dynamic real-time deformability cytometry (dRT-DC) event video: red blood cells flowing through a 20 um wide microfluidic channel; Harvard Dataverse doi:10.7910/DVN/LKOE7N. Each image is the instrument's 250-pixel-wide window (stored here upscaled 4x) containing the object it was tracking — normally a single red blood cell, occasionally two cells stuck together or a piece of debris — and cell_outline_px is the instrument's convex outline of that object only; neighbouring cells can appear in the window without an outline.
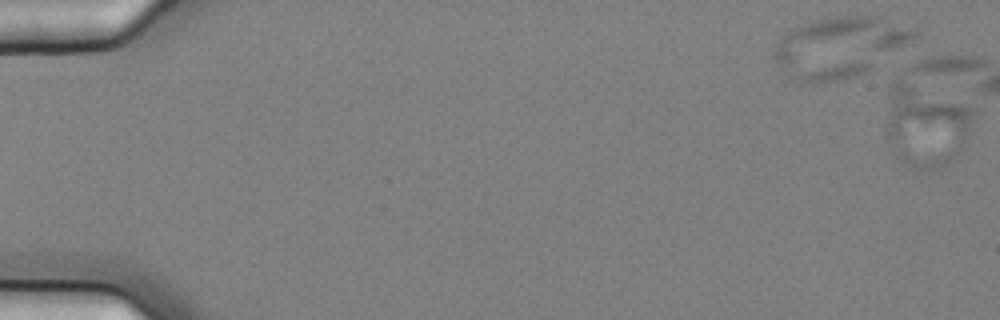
{"species": "common noctule bat (a hibernating species)", "species_latin": "Nyctalus noctula", "temperature_condition": "cold", "stored_images_in_passage": 4, "camera_frame_rate_fps": 3000, "um_per_image_px": 0.085, "animal": {"sex": "female", "body_mass_g": 25.1}, "frame": {"image": 1, "passage_image": 1, "time_ms": 0.0, "image_size_px": [1000, 320], "cell_outline_px": [[920, 36], [864, 72], [856, 76], [840, 80], [800, 84], [784, 76], [776, 64], [772, 52], [776, 44], [792, 28], [800, 24], [836, 16], [876, 16], [916, 28], [920, 32]], "centroid_in_image_um": [71.33, 4.02], "position_along_channel_um": 13.7, "area_um2": 49.71}}